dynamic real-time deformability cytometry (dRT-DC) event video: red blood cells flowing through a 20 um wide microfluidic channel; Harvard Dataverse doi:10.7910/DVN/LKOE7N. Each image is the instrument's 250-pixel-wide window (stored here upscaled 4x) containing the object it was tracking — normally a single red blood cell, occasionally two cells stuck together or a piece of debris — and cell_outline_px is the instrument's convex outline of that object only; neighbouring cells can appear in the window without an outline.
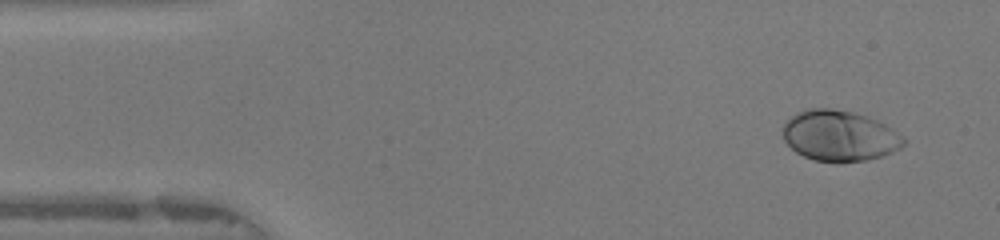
{"species": "human", "species_latin": "Homo sapiens", "temperature_condition": "warm", "stored_images_in_passage": 47, "camera_frame_rate_fps": 3000, "um_per_image_px": 0.085, "donor": {"sex": "female"}, "frame": {"image": 1, "passage_image": 3, "time_ms": 0.667, "image_size_px": [1000, 240], "cell_outline_px": [[908, 140], [900, 148], [884, 156], [868, 160], [812, 160], [796, 152], [784, 140], [780, 128], [784, 120], [796, 112], [808, 108], [832, 108], [852, 112], [868, 116], [884, 124], [904, 136]], "centroid_in_image_um": [71.32, 11.51], "position_along_channel_um": 13.7, "area_um2": 35.84}}
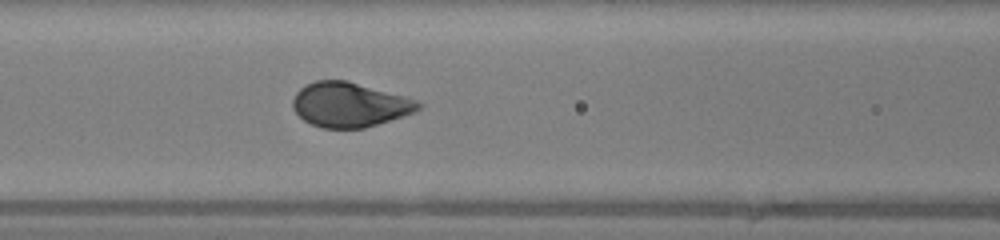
{"frame": {"image": 2, "passage_image": 19, "time_ms": 6.0, "image_size_px": [1000, 240], "cell_outline_px": [[424, 104], [416, 112], [364, 128], [320, 128], [304, 120], [292, 108], [292, 100], [296, 92], [300, 88], [316, 80], [348, 80], [404, 96], [416, 100]], "centroid_in_image_um": [29.71, 8.89], "position_along_channel_um": 136.9, "area_um2": 32.66}}
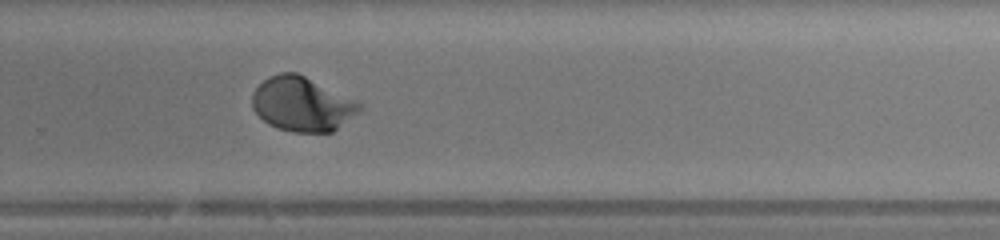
{"frame": {"image": 3, "passage_image": 31, "time_ms": 10.0, "image_size_px": [1000, 240], "cell_outline_px": [[364, 104], [356, 112], [332, 132], [292, 132], [268, 124], [252, 108], [252, 92], [268, 76], [280, 72], [296, 72], [356, 100]], "centroid_in_image_um": [25.64, 8.83], "position_along_channel_um": 304.2, "area_um2": 33.52}, "authors_computed_cell_mechanics": {"area_um2": 33.3506, "velocity_mm_per_s": 4.1967, "shape_relaxation_time_tau1_ms": 2.1836, "shape_relaxation_time_tau2_ms": null, "deformation_change_tau1": 0.1648, "deformation_change_tau2": null}}